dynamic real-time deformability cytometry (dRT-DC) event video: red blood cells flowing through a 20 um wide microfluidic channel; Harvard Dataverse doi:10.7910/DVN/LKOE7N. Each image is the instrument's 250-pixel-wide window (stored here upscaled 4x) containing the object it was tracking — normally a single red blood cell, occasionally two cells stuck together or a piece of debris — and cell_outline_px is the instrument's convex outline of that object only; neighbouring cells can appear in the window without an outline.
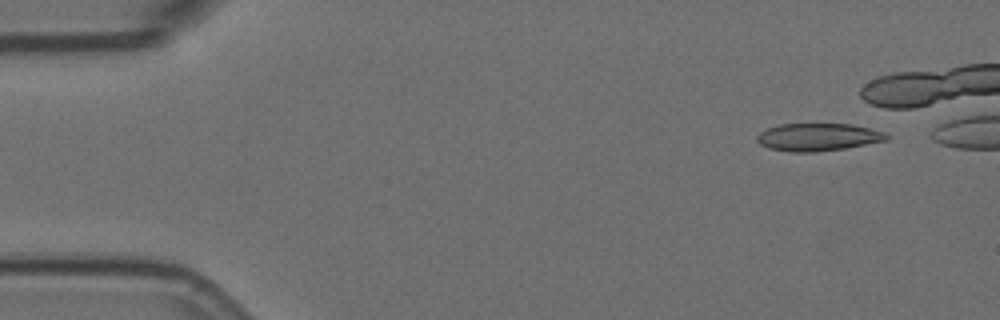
{"species": "Egyptian fruit bat (a non-hibernating species)", "species_latin": "Rousettus aegyptiacus", "temperature_condition": "room temperature", "stored_images_in_passage": 13, "segment_of_instrument_passage": [1, 2], "camera_frame_rate_fps": 3000, "um_per_image_px": 0.085, "animal": {"sex": "female"}, "frame": {"image": 1, "passage_image": 1, "time_ms": 0.0, "image_size_px": [1000, 320], "cell_outline_px": [[892, 136], [888, 140], [844, 148], [816, 152], [792, 152], [768, 148], [760, 144], [756, 140], [756, 136], [760, 132], [768, 128], [780, 124], [852, 124], [872, 128], [884, 132]], "centroid_in_image_um": [69.56, 11.65], "position_along_channel_um": 15.4, "area_um2": 20.98}}
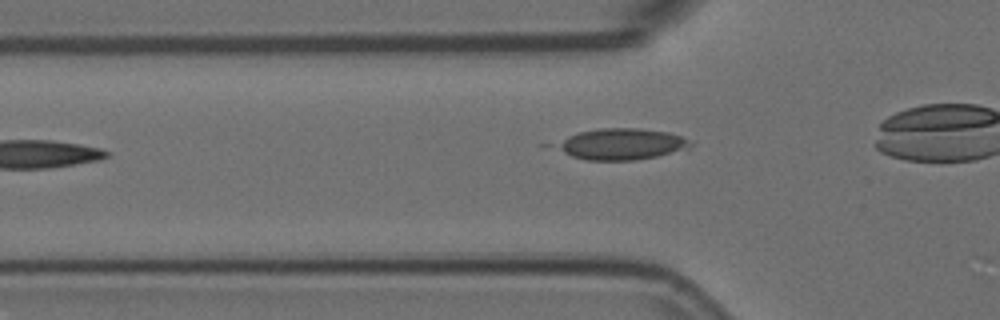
{"frame": {"image": 2, "passage_image": 5, "time_ms": 1.333, "image_size_px": [1000, 320], "cell_outline_px": [[692, 144], [688, 148], [656, 156], [636, 160], [584, 160], [572, 156], [556, 148], [556, 144], [568, 136], [580, 132], [600, 128], [636, 128], [668, 132], [692, 140]], "centroid_in_image_um": [52.84, 12.24], "position_along_channel_um": 73.0, "area_um2": 24.1}}
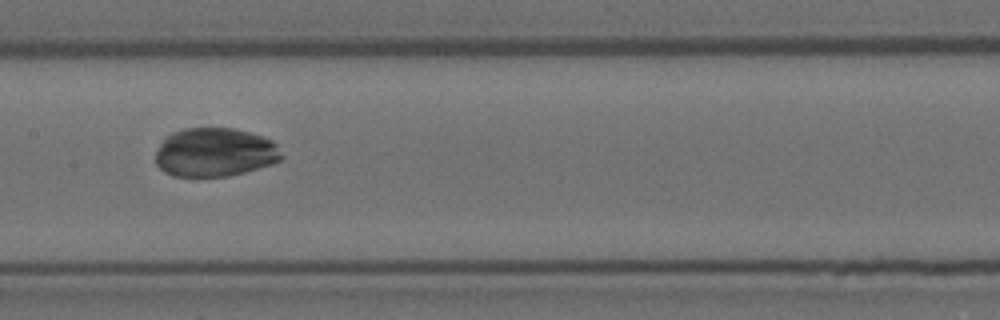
{"frame": {"image": 3, "passage_image": 9, "time_ms": 2.667, "image_size_px": [1000, 320], "cell_outline_px": [[284, 156], [280, 160], [272, 164], [244, 172], [228, 176], [172, 176], [164, 172], [156, 164], [156, 152], [160, 144], [172, 132], [184, 128], [232, 128], [248, 132], [272, 140], [276, 144]], "centroid_in_image_um": [18.26, 12.95], "position_along_channel_um": 189.1, "area_um2": 35.72}}